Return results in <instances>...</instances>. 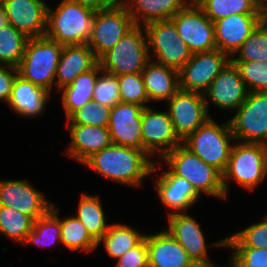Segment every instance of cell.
<instances>
[{
    "label": "cell",
    "instance_id": "obj_1",
    "mask_svg": "<svg viewBox=\"0 0 267 267\" xmlns=\"http://www.w3.org/2000/svg\"><path fill=\"white\" fill-rule=\"evenodd\" d=\"M83 165L106 179L132 187L141 186L142 180L158 168L145 151L116 144L93 154Z\"/></svg>",
    "mask_w": 267,
    "mask_h": 267
},
{
    "label": "cell",
    "instance_id": "obj_2",
    "mask_svg": "<svg viewBox=\"0 0 267 267\" xmlns=\"http://www.w3.org/2000/svg\"><path fill=\"white\" fill-rule=\"evenodd\" d=\"M94 13L73 0H61L54 10L48 6L45 36L63 46L87 44Z\"/></svg>",
    "mask_w": 267,
    "mask_h": 267
},
{
    "label": "cell",
    "instance_id": "obj_3",
    "mask_svg": "<svg viewBox=\"0 0 267 267\" xmlns=\"http://www.w3.org/2000/svg\"><path fill=\"white\" fill-rule=\"evenodd\" d=\"M163 161L174 175L189 181L199 195L204 192L219 199L227 198L223 189L222 174L182 143L165 154L162 157V164Z\"/></svg>",
    "mask_w": 267,
    "mask_h": 267
},
{
    "label": "cell",
    "instance_id": "obj_4",
    "mask_svg": "<svg viewBox=\"0 0 267 267\" xmlns=\"http://www.w3.org/2000/svg\"><path fill=\"white\" fill-rule=\"evenodd\" d=\"M62 50L63 45L46 36L29 38L17 67L18 75L50 93Z\"/></svg>",
    "mask_w": 267,
    "mask_h": 267
},
{
    "label": "cell",
    "instance_id": "obj_5",
    "mask_svg": "<svg viewBox=\"0 0 267 267\" xmlns=\"http://www.w3.org/2000/svg\"><path fill=\"white\" fill-rule=\"evenodd\" d=\"M267 175V145L260 143H235L232 146L227 167L222 174L225 196L228 195L229 180L252 191Z\"/></svg>",
    "mask_w": 267,
    "mask_h": 267
},
{
    "label": "cell",
    "instance_id": "obj_6",
    "mask_svg": "<svg viewBox=\"0 0 267 267\" xmlns=\"http://www.w3.org/2000/svg\"><path fill=\"white\" fill-rule=\"evenodd\" d=\"M231 141H235V138L229 121L219 125L210 117L183 140L182 144L223 174L233 146Z\"/></svg>",
    "mask_w": 267,
    "mask_h": 267
},
{
    "label": "cell",
    "instance_id": "obj_7",
    "mask_svg": "<svg viewBox=\"0 0 267 267\" xmlns=\"http://www.w3.org/2000/svg\"><path fill=\"white\" fill-rule=\"evenodd\" d=\"M144 26L135 25L99 59L101 70L116 76L141 73L150 60Z\"/></svg>",
    "mask_w": 267,
    "mask_h": 267
},
{
    "label": "cell",
    "instance_id": "obj_8",
    "mask_svg": "<svg viewBox=\"0 0 267 267\" xmlns=\"http://www.w3.org/2000/svg\"><path fill=\"white\" fill-rule=\"evenodd\" d=\"M235 113L228 120L235 140L267 145V91L249 92Z\"/></svg>",
    "mask_w": 267,
    "mask_h": 267
},
{
    "label": "cell",
    "instance_id": "obj_9",
    "mask_svg": "<svg viewBox=\"0 0 267 267\" xmlns=\"http://www.w3.org/2000/svg\"><path fill=\"white\" fill-rule=\"evenodd\" d=\"M148 52L153 51L157 63L179 71L192 57L187 44L179 37L171 20L153 21L144 25Z\"/></svg>",
    "mask_w": 267,
    "mask_h": 267
},
{
    "label": "cell",
    "instance_id": "obj_10",
    "mask_svg": "<svg viewBox=\"0 0 267 267\" xmlns=\"http://www.w3.org/2000/svg\"><path fill=\"white\" fill-rule=\"evenodd\" d=\"M134 26L127 8L119 0L111 7L95 11L87 45L99 59Z\"/></svg>",
    "mask_w": 267,
    "mask_h": 267
},
{
    "label": "cell",
    "instance_id": "obj_11",
    "mask_svg": "<svg viewBox=\"0 0 267 267\" xmlns=\"http://www.w3.org/2000/svg\"><path fill=\"white\" fill-rule=\"evenodd\" d=\"M179 37L194 53L216 50L214 23L206 16L195 1H189L170 19Z\"/></svg>",
    "mask_w": 267,
    "mask_h": 267
},
{
    "label": "cell",
    "instance_id": "obj_12",
    "mask_svg": "<svg viewBox=\"0 0 267 267\" xmlns=\"http://www.w3.org/2000/svg\"><path fill=\"white\" fill-rule=\"evenodd\" d=\"M230 61L231 58L218 49L194 53L179 70V89L204 94Z\"/></svg>",
    "mask_w": 267,
    "mask_h": 267
},
{
    "label": "cell",
    "instance_id": "obj_13",
    "mask_svg": "<svg viewBox=\"0 0 267 267\" xmlns=\"http://www.w3.org/2000/svg\"><path fill=\"white\" fill-rule=\"evenodd\" d=\"M167 102L174 131L181 141L211 117L204 94L179 89Z\"/></svg>",
    "mask_w": 267,
    "mask_h": 267
},
{
    "label": "cell",
    "instance_id": "obj_14",
    "mask_svg": "<svg viewBox=\"0 0 267 267\" xmlns=\"http://www.w3.org/2000/svg\"><path fill=\"white\" fill-rule=\"evenodd\" d=\"M143 151L149 156L158 154L163 157L182 141L177 137L168 111H154L152 107H145L141 120Z\"/></svg>",
    "mask_w": 267,
    "mask_h": 267
},
{
    "label": "cell",
    "instance_id": "obj_15",
    "mask_svg": "<svg viewBox=\"0 0 267 267\" xmlns=\"http://www.w3.org/2000/svg\"><path fill=\"white\" fill-rule=\"evenodd\" d=\"M0 205L9 206L34 222L47 214L53 205L25 180H0Z\"/></svg>",
    "mask_w": 267,
    "mask_h": 267
},
{
    "label": "cell",
    "instance_id": "obj_16",
    "mask_svg": "<svg viewBox=\"0 0 267 267\" xmlns=\"http://www.w3.org/2000/svg\"><path fill=\"white\" fill-rule=\"evenodd\" d=\"M248 93L238 68L230 61L204 93L207 110L210 100L218 109L236 111Z\"/></svg>",
    "mask_w": 267,
    "mask_h": 267
},
{
    "label": "cell",
    "instance_id": "obj_17",
    "mask_svg": "<svg viewBox=\"0 0 267 267\" xmlns=\"http://www.w3.org/2000/svg\"><path fill=\"white\" fill-rule=\"evenodd\" d=\"M263 20L262 14H234L214 21L216 48L233 58Z\"/></svg>",
    "mask_w": 267,
    "mask_h": 267
},
{
    "label": "cell",
    "instance_id": "obj_18",
    "mask_svg": "<svg viewBox=\"0 0 267 267\" xmlns=\"http://www.w3.org/2000/svg\"><path fill=\"white\" fill-rule=\"evenodd\" d=\"M144 107L120 102L110 111L108 130L112 144L143 150L142 111Z\"/></svg>",
    "mask_w": 267,
    "mask_h": 267
},
{
    "label": "cell",
    "instance_id": "obj_19",
    "mask_svg": "<svg viewBox=\"0 0 267 267\" xmlns=\"http://www.w3.org/2000/svg\"><path fill=\"white\" fill-rule=\"evenodd\" d=\"M10 24L28 38L45 36L48 5L42 0H0Z\"/></svg>",
    "mask_w": 267,
    "mask_h": 267
},
{
    "label": "cell",
    "instance_id": "obj_20",
    "mask_svg": "<svg viewBox=\"0 0 267 267\" xmlns=\"http://www.w3.org/2000/svg\"><path fill=\"white\" fill-rule=\"evenodd\" d=\"M166 229L185 249L195 265L213 264L208 259L207 246L201 226L186 212L168 214Z\"/></svg>",
    "mask_w": 267,
    "mask_h": 267
},
{
    "label": "cell",
    "instance_id": "obj_21",
    "mask_svg": "<svg viewBox=\"0 0 267 267\" xmlns=\"http://www.w3.org/2000/svg\"><path fill=\"white\" fill-rule=\"evenodd\" d=\"M145 235L149 267H195L185 249L165 229Z\"/></svg>",
    "mask_w": 267,
    "mask_h": 267
},
{
    "label": "cell",
    "instance_id": "obj_22",
    "mask_svg": "<svg viewBox=\"0 0 267 267\" xmlns=\"http://www.w3.org/2000/svg\"><path fill=\"white\" fill-rule=\"evenodd\" d=\"M67 129L71 142L65 155L82 164L112 144L108 127L67 124Z\"/></svg>",
    "mask_w": 267,
    "mask_h": 267
},
{
    "label": "cell",
    "instance_id": "obj_23",
    "mask_svg": "<svg viewBox=\"0 0 267 267\" xmlns=\"http://www.w3.org/2000/svg\"><path fill=\"white\" fill-rule=\"evenodd\" d=\"M160 202L168 209L174 210L170 213H182L195 204L200 198L189 181L174 175L170 170L165 171L162 176L154 180Z\"/></svg>",
    "mask_w": 267,
    "mask_h": 267
},
{
    "label": "cell",
    "instance_id": "obj_24",
    "mask_svg": "<svg viewBox=\"0 0 267 267\" xmlns=\"http://www.w3.org/2000/svg\"><path fill=\"white\" fill-rule=\"evenodd\" d=\"M97 64L98 59L87 44L64 45L55 77L57 89L70 85L80 74L90 71Z\"/></svg>",
    "mask_w": 267,
    "mask_h": 267
},
{
    "label": "cell",
    "instance_id": "obj_25",
    "mask_svg": "<svg viewBox=\"0 0 267 267\" xmlns=\"http://www.w3.org/2000/svg\"><path fill=\"white\" fill-rule=\"evenodd\" d=\"M49 96L50 93L44 88L26 81L18 75L7 104L18 115L32 118L44 112L47 101L50 99Z\"/></svg>",
    "mask_w": 267,
    "mask_h": 267
},
{
    "label": "cell",
    "instance_id": "obj_26",
    "mask_svg": "<svg viewBox=\"0 0 267 267\" xmlns=\"http://www.w3.org/2000/svg\"><path fill=\"white\" fill-rule=\"evenodd\" d=\"M149 101H168L179 90V71L149 60L141 72Z\"/></svg>",
    "mask_w": 267,
    "mask_h": 267
},
{
    "label": "cell",
    "instance_id": "obj_27",
    "mask_svg": "<svg viewBox=\"0 0 267 267\" xmlns=\"http://www.w3.org/2000/svg\"><path fill=\"white\" fill-rule=\"evenodd\" d=\"M135 25L170 20L190 0H120Z\"/></svg>",
    "mask_w": 267,
    "mask_h": 267
},
{
    "label": "cell",
    "instance_id": "obj_28",
    "mask_svg": "<svg viewBox=\"0 0 267 267\" xmlns=\"http://www.w3.org/2000/svg\"><path fill=\"white\" fill-rule=\"evenodd\" d=\"M101 68L97 64L93 69L80 74L70 85L63 87L61 100L66 120L79 108L93 99V90Z\"/></svg>",
    "mask_w": 267,
    "mask_h": 267
},
{
    "label": "cell",
    "instance_id": "obj_29",
    "mask_svg": "<svg viewBox=\"0 0 267 267\" xmlns=\"http://www.w3.org/2000/svg\"><path fill=\"white\" fill-rule=\"evenodd\" d=\"M98 196L82 193L79 200L76 218L85 226L90 236L98 241L107 232L109 225L106 224L103 206Z\"/></svg>",
    "mask_w": 267,
    "mask_h": 267
},
{
    "label": "cell",
    "instance_id": "obj_30",
    "mask_svg": "<svg viewBox=\"0 0 267 267\" xmlns=\"http://www.w3.org/2000/svg\"><path fill=\"white\" fill-rule=\"evenodd\" d=\"M145 235L140 234L129 225L120 223L110 224L107 232L98 241V246L103 243V247L111 258L118 259L128 250L135 247Z\"/></svg>",
    "mask_w": 267,
    "mask_h": 267
},
{
    "label": "cell",
    "instance_id": "obj_31",
    "mask_svg": "<svg viewBox=\"0 0 267 267\" xmlns=\"http://www.w3.org/2000/svg\"><path fill=\"white\" fill-rule=\"evenodd\" d=\"M55 204L51 210L42 217H39L33 224V229L27 234L23 243L35 244L36 246L53 245L55 242L61 243V228L59 222V212Z\"/></svg>",
    "mask_w": 267,
    "mask_h": 267
},
{
    "label": "cell",
    "instance_id": "obj_32",
    "mask_svg": "<svg viewBox=\"0 0 267 267\" xmlns=\"http://www.w3.org/2000/svg\"><path fill=\"white\" fill-rule=\"evenodd\" d=\"M61 244L71 251L91 252L98 248V243L90 236L85 226L76 217L60 220Z\"/></svg>",
    "mask_w": 267,
    "mask_h": 267
},
{
    "label": "cell",
    "instance_id": "obj_33",
    "mask_svg": "<svg viewBox=\"0 0 267 267\" xmlns=\"http://www.w3.org/2000/svg\"><path fill=\"white\" fill-rule=\"evenodd\" d=\"M28 39L11 24L0 28V65L17 68L22 60Z\"/></svg>",
    "mask_w": 267,
    "mask_h": 267
},
{
    "label": "cell",
    "instance_id": "obj_34",
    "mask_svg": "<svg viewBox=\"0 0 267 267\" xmlns=\"http://www.w3.org/2000/svg\"><path fill=\"white\" fill-rule=\"evenodd\" d=\"M212 21L234 14H261L253 0H195Z\"/></svg>",
    "mask_w": 267,
    "mask_h": 267
},
{
    "label": "cell",
    "instance_id": "obj_35",
    "mask_svg": "<svg viewBox=\"0 0 267 267\" xmlns=\"http://www.w3.org/2000/svg\"><path fill=\"white\" fill-rule=\"evenodd\" d=\"M209 246L221 247H253L267 249V214L263 221L255 223L245 229L219 240Z\"/></svg>",
    "mask_w": 267,
    "mask_h": 267
},
{
    "label": "cell",
    "instance_id": "obj_36",
    "mask_svg": "<svg viewBox=\"0 0 267 267\" xmlns=\"http://www.w3.org/2000/svg\"><path fill=\"white\" fill-rule=\"evenodd\" d=\"M34 221L23 213L0 205V234L15 242L24 243L27 234L33 229Z\"/></svg>",
    "mask_w": 267,
    "mask_h": 267
},
{
    "label": "cell",
    "instance_id": "obj_37",
    "mask_svg": "<svg viewBox=\"0 0 267 267\" xmlns=\"http://www.w3.org/2000/svg\"><path fill=\"white\" fill-rule=\"evenodd\" d=\"M231 61H267V23L263 20L244 41Z\"/></svg>",
    "mask_w": 267,
    "mask_h": 267
},
{
    "label": "cell",
    "instance_id": "obj_38",
    "mask_svg": "<svg viewBox=\"0 0 267 267\" xmlns=\"http://www.w3.org/2000/svg\"><path fill=\"white\" fill-rule=\"evenodd\" d=\"M117 77L123 103L138 104L144 108L148 106L146 103L149 102V98L141 73L122 74Z\"/></svg>",
    "mask_w": 267,
    "mask_h": 267
},
{
    "label": "cell",
    "instance_id": "obj_39",
    "mask_svg": "<svg viewBox=\"0 0 267 267\" xmlns=\"http://www.w3.org/2000/svg\"><path fill=\"white\" fill-rule=\"evenodd\" d=\"M249 92L267 91V61H232Z\"/></svg>",
    "mask_w": 267,
    "mask_h": 267
},
{
    "label": "cell",
    "instance_id": "obj_40",
    "mask_svg": "<svg viewBox=\"0 0 267 267\" xmlns=\"http://www.w3.org/2000/svg\"><path fill=\"white\" fill-rule=\"evenodd\" d=\"M110 111V107L90 101L88 104L76 110L67 119V124L108 127Z\"/></svg>",
    "mask_w": 267,
    "mask_h": 267
},
{
    "label": "cell",
    "instance_id": "obj_41",
    "mask_svg": "<svg viewBox=\"0 0 267 267\" xmlns=\"http://www.w3.org/2000/svg\"><path fill=\"white\" fill-rule=\"evenodd\" d=\"M92 101L101 103L110 108L122 102L119 93L118 77L112 73L101 70L93 90Z\"/></svg>",
    "mask_w": 267,
    "mask_h": 267
},
{
    "label": "cell",
    "instance_id": "obj_42",
    "mask_svg": "<svg viewBox=\"0 0 267 267\" xmlns=\"http://www.w3.org/2000/svg\"><path fill=\"white\" fill-rule=\"evenodd\" d=\"M231 258L239 267H267V249L253 247H230Z\"/></svg>",
    "mask_w": 267,
    "mask_h": 267
},
{
    "label": "cell",
    "instance_id": "obj_43",
    "mask_svg": "<svg viewBox=\"0 0 267 267\" xmlns=\"http://www.w3.org/2000/svg\"><path fill=\"white\" fill-rule=\"evenodd\" d=\"M115 267H149L146 238L144 237L135 247L119 257Z\"/></svg>",
    "mask_w": 267,
    "mask_h": 267
},
{
    "label": "cell",
    "instance_id": "obj_44",
    "mask_svg": "<svg viewBox=\"0 0 267 267\" xmlns=\"http://www.w3.org/2000/svg\"><path fill=\"white\" fill-rule=\"evenodd\" d=\"M18 76V70L16 67L0 65V101L8 103L12 87L16 77Z\"/></svg>",
    "mask_w": 267,
    "mask_h": 267
},
{
    "label": "cell",
    "instance_id": "obj_45",
    "mask_svg": "<svg viewBox=\"0 0 267 267\" xmlns=\"http://www.w3.org/2000/svg\"><path fill=\"white\" fill-rule=\"evenodd\" d=\"M82 6L88 7L94 11H100L102 9L115 5L119 0H73Z\"/></svg>",
    "mask_w": 267,
    "mask_h": 267
},
{
    "label": "cell",
    "instance_id": "obj_46",
    "mask_svg": "<svg viewBox=\"0 0 267 267\" xmlns=\"http://www.w3.org/2000/svg\"><path fill=\"white\" fill-rule=\"evenodd\" d=\"M10 25L8 15L6 14L5 8L0 3V28Z\"/></svg>",
    "mask_w": 267,
    "mask_h": 267
},
{
    "label": "cell",
    "instance_id": "obj_47",
    "mask_svg": "<svg viewBox=\"0 0 267 267\" xmlns=\"http://www.w3.org/2000/svg\"><path fill=\"white\" fill-rule=\"evenodd\" d=\"M258 11L264 16L267 13V0H253Z\"/></svg>",
    "mask_w": 267,
    "mask_h": 267
},
{
    "label": "cell",
    "instance_id": "obj_48",
    "mask_svg": "<svg viewBox=\"0 0 267 267\" xmlns=\"http://www.w3.org/2000/svg\"><path fill=\"white\" fill-rule=\"evenodd\" d=\"M195 267H220V266H217L216 264H209V265H196Z\"/></svg>",
    "mask_w": 267,
    "mask_h": 267
},
{
    "label": "cell",
    "instance_id": "obj_49",
    "mask_svg": "<svg viewBox=\"0 0 267 267\" xmlns=\"http://www.w3.org/2000/svg\"><path fill=\"white\" fill-rule=\"evenodd\" d=\"M229 262L231 264L230 267H239V265L235 261H233L232 259Z\"/></svg>",
    "mask_w": 267,
    "mask_h": 267
},
{
    "label": "cell",
    "instance_id": "obj_50",
    "mask_svg": "<svg viewBox=\"0 0 267 267\" xmlns=\"http://www.w3.org/2000/svg\"><path fill=\"white\" fill-rule=\"evenodd\" d=\"M264 21L267 23V15H264Z\"/></svg>",
    "mask_w": 267,
    "mask_h": 267
}]
</instances>
